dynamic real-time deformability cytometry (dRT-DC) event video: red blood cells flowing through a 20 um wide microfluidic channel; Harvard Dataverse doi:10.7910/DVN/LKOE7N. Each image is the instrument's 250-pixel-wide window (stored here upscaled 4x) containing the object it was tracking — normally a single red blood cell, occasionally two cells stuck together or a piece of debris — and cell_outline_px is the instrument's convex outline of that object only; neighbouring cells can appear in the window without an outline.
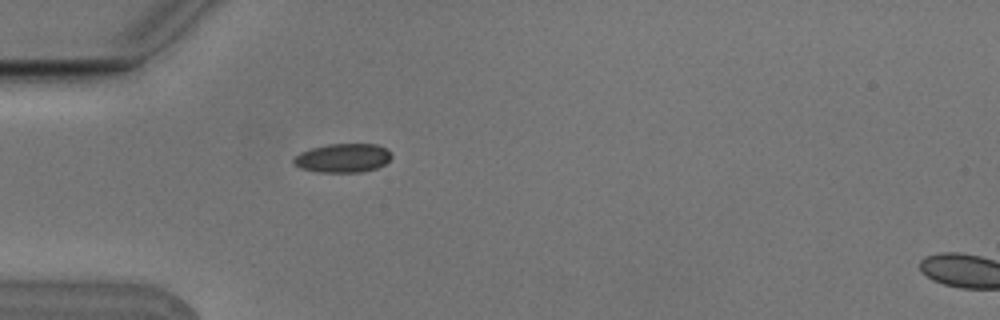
{"species": "Egyptian fruit bat (a non-hibernating species)", "species_latin": "Rousettus aegyptiacus", "temperature_condition": "cold", "stored_images_in_passage": 2, "camera_frame_rate_fps": 3000, "um_per_image_px": 0.085, "animal": {"sex": "male"}, "frame": {"image": 1, "passage_image": 1, "time_ms": 0.0, "image_size_px": [1000, 320], "cell_outline_px": [[392, 156], [384, 164], [376, 168], [360, 172], [320, 172], [300, 168], [292, 164], [292, 160], [300, 152], [312, 148], [328, 144], [376, 144], [384, 148]], "centroid_in_image_um": [29.1, 13.43], "position_along_channel_um": 55.9, "area_um2": 16.3}}